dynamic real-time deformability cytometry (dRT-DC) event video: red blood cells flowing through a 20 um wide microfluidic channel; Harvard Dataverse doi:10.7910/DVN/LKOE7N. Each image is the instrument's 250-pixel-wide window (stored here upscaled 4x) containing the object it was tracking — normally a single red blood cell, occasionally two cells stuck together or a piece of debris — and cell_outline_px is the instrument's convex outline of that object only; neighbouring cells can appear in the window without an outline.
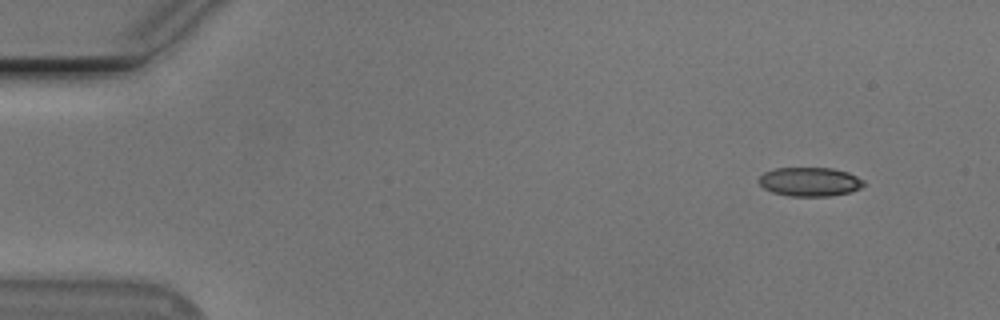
{"species": "Egyptian fruit bat (a non-hibernating species)", "species_latin": "Rousettus aegyptiacus", "temperature_condition": "cold", "stored_images_in_passage": 10, "camera_frame_rate_fps": 3000, "um_per_image_px": 0.085, "animal": {"sex": "male"}, "frame": {"image": 1, "passage_image": 1, "time_ms": 0.0, "image_size_px": [1000, 320], "cell_outline_px": [[864, 184], [860, 188], [852, 192], [832, 196], [788, 196], [772, 192], [764, 188], [756, 180], [764, 172], [776, 168], [832, 168], [848, 172], [864, 180]], "centroid_in_image_um": [68.83, 15.45], "position_along_channel_um": 16.2, "area_um2": 17.86}}